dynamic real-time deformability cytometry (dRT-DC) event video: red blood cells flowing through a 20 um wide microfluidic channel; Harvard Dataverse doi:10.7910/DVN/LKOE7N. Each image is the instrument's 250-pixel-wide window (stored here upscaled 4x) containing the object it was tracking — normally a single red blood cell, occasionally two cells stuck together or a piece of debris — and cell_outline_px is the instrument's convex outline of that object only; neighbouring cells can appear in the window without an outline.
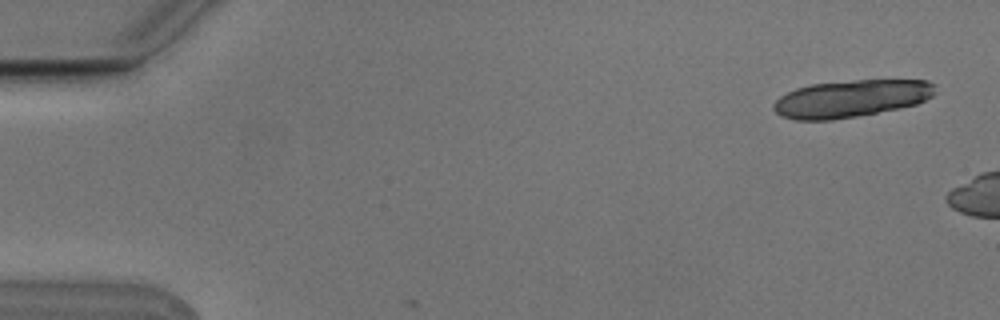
{"species": "Egyptian fruit bat (a non-hibernating species)", "species_latin": "Rousettus aegyptiacus", "temperature_condition": "cold", "stored_images_in_passage": 2, "camera_frame_rate_fps": 3000, "um_per_image_px": 0.085, "animal": {"sex": "male"}, "frame": {"image": 1, "passage_image": 1, "time_ms": 0.0, "image_size_px": [1000, 320], "cell_outline_px": [[936, 92], [932, 96], [916, 104], [900, 108], [856, 116], [832, 120], [796, 120], [780, 116], [772, 108], [772, 104], [780, 96], [796, 88], [808, 84], [852, 80], [928, 80], [936, 84]], "centroid_in_image_um": [72.34, 8.37], "position_along_channel_um": 12.7, "area_um2": 35.32}}